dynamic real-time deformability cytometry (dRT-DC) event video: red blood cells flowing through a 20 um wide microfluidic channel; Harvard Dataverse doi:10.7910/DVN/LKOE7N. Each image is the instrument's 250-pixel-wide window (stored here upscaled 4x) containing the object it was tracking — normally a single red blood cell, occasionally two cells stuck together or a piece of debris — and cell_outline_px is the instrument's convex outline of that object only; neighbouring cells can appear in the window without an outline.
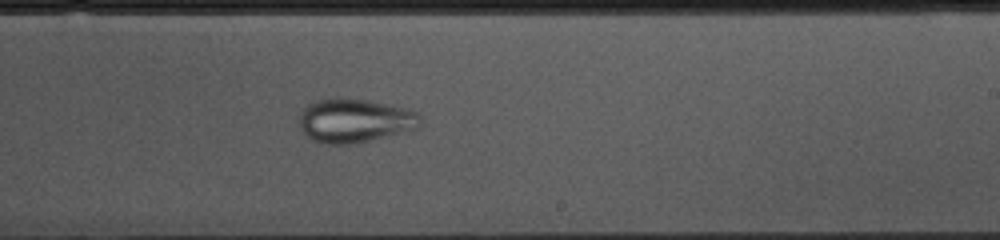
{"species": "common noctule bat (a hibernating species)", "species_latin": "Nyctalus noctula", "temperature_condition": "cold", "stored_images_in_passage": 53, "camera_frame_rate_fps": 3000, "um_per_image_px": 0.085, "animal": {"sex": "female", "body_mass_g": 10.0, "forearm_length_mm": 53.1}, "frame": {"image": 1, "passage_image": 31, "time_ms": 10.0, "image_size_px": [1000, 240], "cell_outline_px": [[420, 128], [356, 144], [328, 144], [312, 140], [300, 128], [300, 112], [312, 100], [332, 96], [336, 96], [364, 100], [408, 108], [416, 112], [420, 116]], "centroid_in_image_um": [30.14, 10.24], "position_along_channel_um": 258.9, "area_um2": 31.39}}
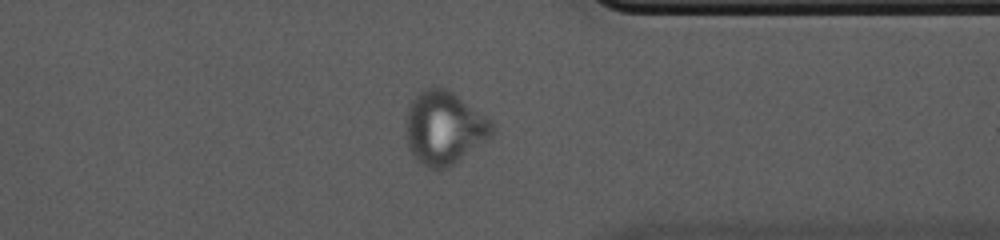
{"frame": {"image": 2, "passage_image": 41, "time_ms": 13.333, "image_size_px": [1000, 240], "cell_outline_px": [[496, 132], [488, 140], [448, 168], [424, 168], [412, 156], [408, 144], [408, 108], [412, 100], [420, 92], [428, 88], [448, 88], [496, 124]], "centroid_in_image_um": [37.82, 10.9], "position_along_channel_um": 373.6, "area_um2": 36.65}}
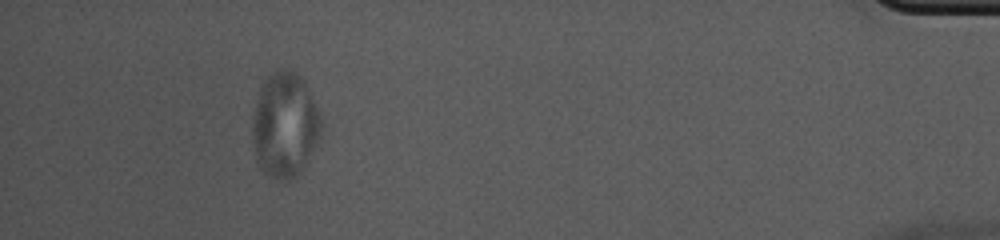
{"frame": {"image": 3, "passage_image": 49, "time_ms": 16.0, "image_size_px": [1000, 240], "cell_outline_px": [[324, 132], [320, 140], [296, 176], [292, 180], [280, 180], [264, 172], [260, 168], [256, 160], [252, 140], [252, 112], [260, 88], [264, 80], [276, 68], [288, 68], [300, 76], [320, 112]], "centroid_in_image_um": [24.21, 10.61], "position_along_channel_um": 411.0, "area_um2": 42.54}}